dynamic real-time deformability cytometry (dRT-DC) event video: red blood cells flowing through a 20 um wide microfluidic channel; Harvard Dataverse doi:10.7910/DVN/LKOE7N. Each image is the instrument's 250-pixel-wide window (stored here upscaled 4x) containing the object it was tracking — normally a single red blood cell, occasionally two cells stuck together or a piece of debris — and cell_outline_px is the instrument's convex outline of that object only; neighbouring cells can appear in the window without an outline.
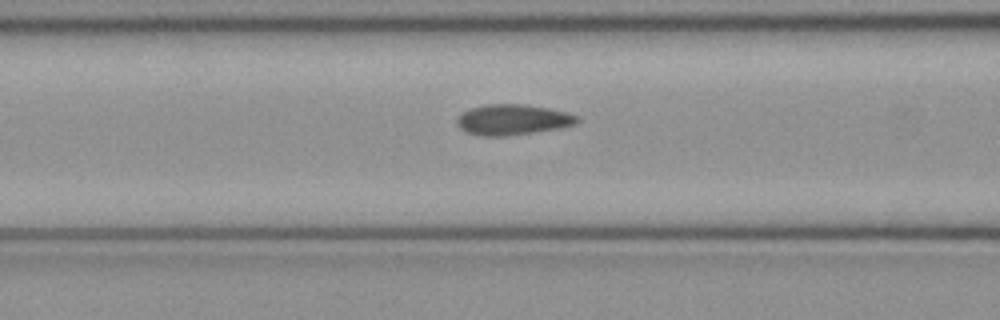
{"species": "common noctule bat (a hibernating species)", "species_latin": "Nyctalus noctula", "temperature_condition": "cold", "stored_images_in_passage": 44, "camera_frame_rate_fps": 3000, "um_per_image_px": 0.085, "animal": {"sex": "female", "body_mass_g": 21.9}, "frame": {"image": 1, "passage_image": 13, "time_ms": 4.0, "image_size_px": [1000, 320], "cell_outline_px": [[580, 120], [576, 124], [536, 132], [504, 136], [480, 136], [464, 132], [456, 124], [456, 120], [464, 112], [472, 108], [484, 104], [524, 104], [548, 108], [568, 112], [580, 116]], "centroid_in_image_um": [43.59, 10.17], "position_along_channel_um": 123.0, "area_um2": 21.5}}
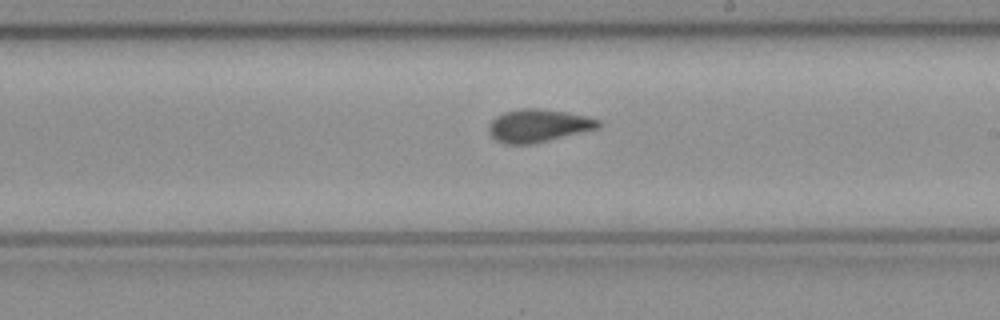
{"frame": {"image": 2, "passage_image": 22, "time_ms": 7.0, "image_size_px": [1000, 320], "cell_outline_px": [[604, 124], [600, 128], [532, 144], [504, 144], [496, 140], [488, 132], [488, 128], [492, 120], [496, 116], [504, 112], [520, 108], [544, 108], [588, 116], [600, 120]], "centroid_in_image_um": [45.79, 10.67], "position_along_channel_um": 243.2, "area_um2": 21.27}}
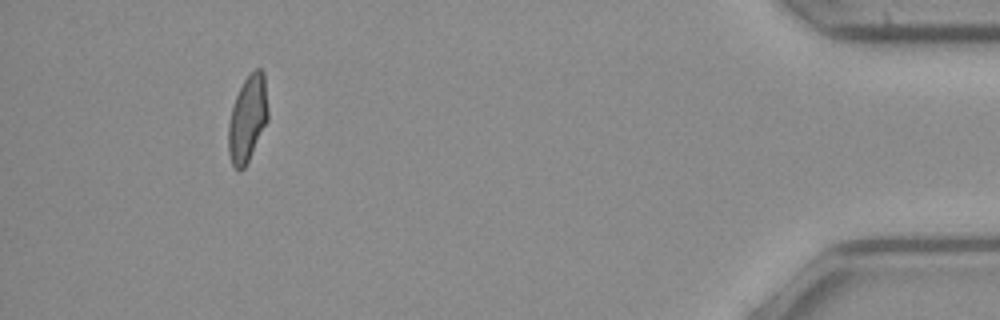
{"frame": {"image": 3, "passage_image": 40, "time_ms": 13.0, "image_size_px": [1000, 320], "cell_outline_px": [[268, 120], [244, 168], [240, 172], [232, 164], [228, 152], [228, 124], [232, 108], [236, 96], [244, 80], [256, 68], [260, 68], [264, 72], [268, 108]], "centroid_in_image_um": [21.04, 10.08], "position_along_channel_um": 414.2, "area_um2": 19.77}, "authors_computed_cell_mechanics": {"area_um2": 20.808, "velocity_mm_per_s": 4.0019, "shape_relaxation_time_tau1_ms": 8.1426, "shape_relaxation_time_tau2_ms": 2.3486, "deformation_change_tau1": 0.1699, "deformation_change_tau2": 0.0572}}